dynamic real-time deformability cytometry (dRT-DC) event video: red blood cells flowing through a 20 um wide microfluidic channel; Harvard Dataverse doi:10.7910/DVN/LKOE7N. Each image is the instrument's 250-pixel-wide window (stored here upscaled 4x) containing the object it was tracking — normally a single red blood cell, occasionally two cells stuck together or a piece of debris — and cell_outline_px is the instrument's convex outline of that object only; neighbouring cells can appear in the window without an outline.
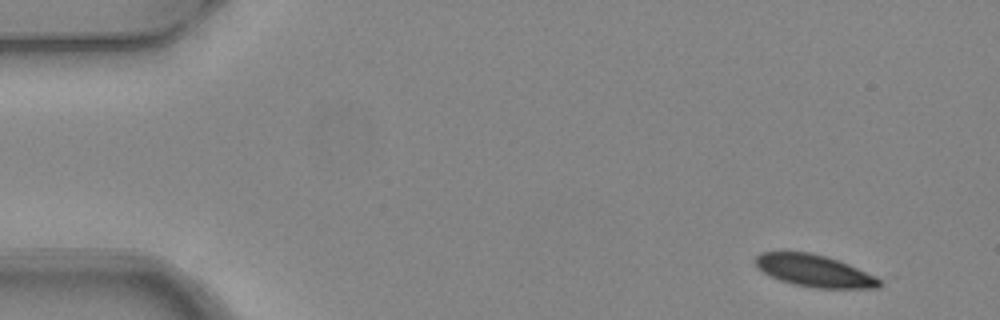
{"species": "common noctule bat (a hibernating species)", "species_latin": "Nyctalus noctula", "temperature_condition": "warm", "stored_images_in_passage": 4, "camera_frame_rate_fps": 3000, "um_per_image_px": 0.085, "animal": {"sex": "female", "body_mass_g": 24.6, "forearm_length_mm": 56.2}, "frame": {"image": 1, "passage_image": 1, "time_ms": 0.0, "image_size_px": [1000, 320], "cell_outline_px": [[888, 280], [880, 288], [816, 288], [792, 284], [780, 280], [756, 268], [752, 260], [760, 252], [808, 252], [840, 260]], "centroid_in_image_um": [69.31, 23.03], "position_along_channel_um": 15.7, "area_um2": 23.76}}
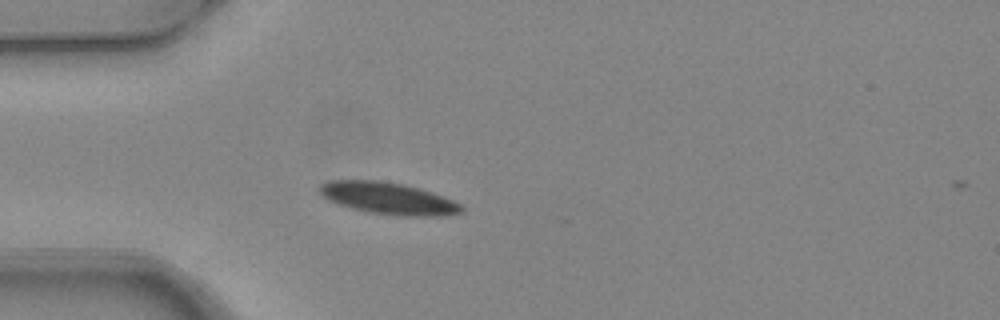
{"frame": {"image": 2, "passage_image": 3, "time_ms": 0.667, "image_size_px": [1000, 320], "cell_outline_px": [[464, 212], [444, 216], [400, 216], [368, 212], [336, 204], [328, 200], [316, 188], [320, 184], [328, 180], [380, 180], [404, 184], [420, 188], [444, 196], [460, 204], [464, 208]], "centroid_in_image_um": [33.0, 16.85], "position_along_channel_um": 52.0, "area_um2": 26.7}}